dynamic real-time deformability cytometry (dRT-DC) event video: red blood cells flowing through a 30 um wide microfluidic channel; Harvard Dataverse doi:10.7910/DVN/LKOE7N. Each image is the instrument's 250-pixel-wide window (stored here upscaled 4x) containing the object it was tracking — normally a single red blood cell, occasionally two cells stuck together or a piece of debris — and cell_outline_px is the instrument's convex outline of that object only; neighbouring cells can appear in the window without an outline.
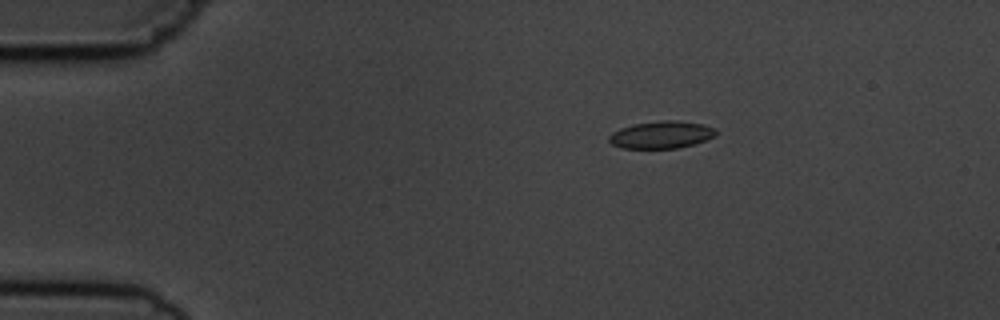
{"species": "common noctule bat (a hibernating species)", "species_latin": "Nyctalus noctula", "temperature_condition": "cold", "stored_images_in_passage": 4, "camera_frame_rate_fps": 3000, "um_per_image_px": 0.085, "animal": {"sex": "male", "body_mass_g": 19.5, "forearm_length_mm": 54.6}, "frame": {"image": 1, "passage_image": 1, "time_ms": 0.0, "image_size_px": [1000, 320], "cell_outline_px": [[716, 136], [692, 144], [676, 148], [624, 148], [612, 144], [608, 140], [608, 136], [612, 132], [620, 128], [632, 124], [660, 120], [676, 120], [704, 124], [716, 128]], "centroid_in_image_um": [56.21, 11.44], "position_along_channel_um": 28.8, "area_um2": 17.05}}
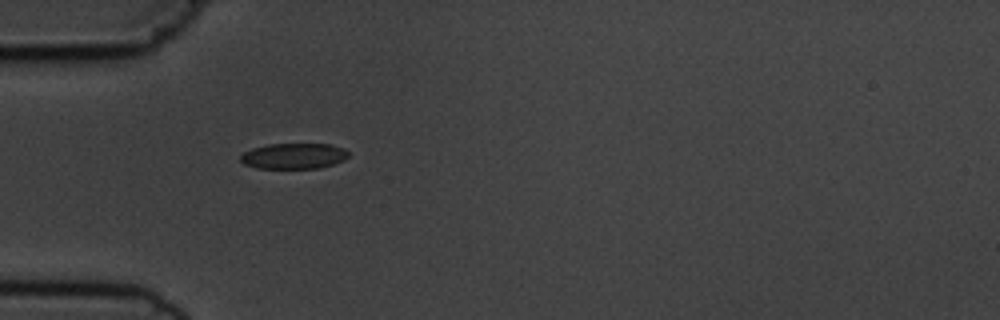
{"frame": {"image": 2, "passage_image": 3, "time_ms": 2.333, "image_size_px": [1000, 320], "cell_outline_px": [[348, 156], [344, 160], [320, 168], [256, 168], [244, 164], [240, 160], [240, 156], [244, 152], [252, 148], [268, 144], [332, 144], [344, 148], [348, 152]], "centroid_in_image_um": [24.97, 13.26], "position_along_channel_um": 60.0, "area_um2": 16.18}}
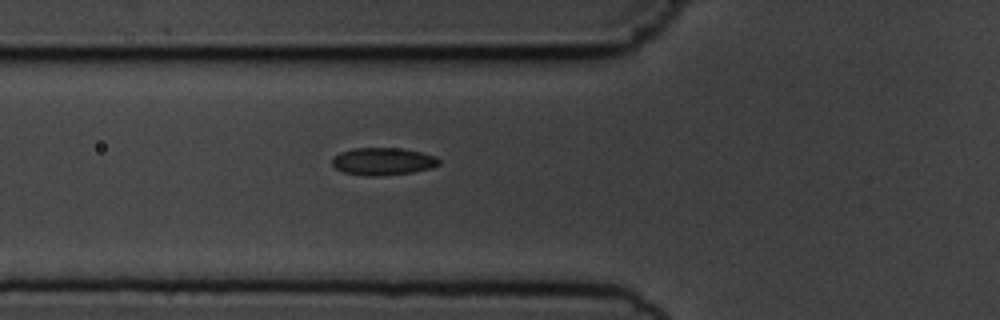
{"frame": {"image": 3, "passage_image": 4, "time_ms": 3.333, "image_size_px": [1000, 320], "cell_outline_px": [[440, 164], [428, 168], [412, 172], [376, 176], [368, 176], [344, 172], [336, 168], [332, 164], [332, 156], [340, 152], [352, 148], [404, 148], [436, 156], [440, 160]], "centroid_in_image_um": [32.53, 13.7], "position_along_channel_um": 93.3, "area_um2": 17.05}}